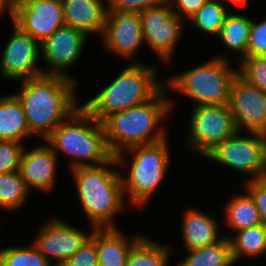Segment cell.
<instances>
[{
    "instance_id": "6da1fadb",
    "label": "cell",
    "mask_w": 266,
    "mask_h": 266,
    "mask_svg": "<svg viewBox=\"0 0 266 266\" xmlns=\"http://www.w3.org/2000/svg\"><path fill=\"white\" fill-rule=\"evenodd\" d=\"M21 81L20 91L15 95L23 105L33 136L36 134L45 140L81 107L75 89L77 82L72 78L43 74Z\"/></svg>"
},
{
    "instance_id": "7a4b0ae2",
    "label": "cell",
    "mask_w": 266,
    "mask_h": 266,
    "mask_svg": "<svg viewBox=\"0 0 266 266\" xmlns=\"http://www.w3.org/2000/svg\"><path fill=\"white\" fill-rule=\"evenodd\" d=\"M167 91L164 85L150 100L111 114L101 122L106 143L113 156L129 148L157 143L167 138L165 128L160 124L175 106L172 98H167Z\"/></svg>"
},
{
    "instance_id": "3957f363",
    "label": "cell",
    "mask_w": 266,
    "mask_h": 266,
    "mask_svg": "<svg viewBox=\"0 0 266 266\" xmlns=\"http://www.w3.org/2000/svg\"><path fill=\"white\" fill-rule=\"evenodd\" d=\"M117 165V159L113 156L104 164L70 170L74 176L79 203L91 229L117 228L114 217L119 212L121 214L128 205L121 178V171L124 173V170H115Z\"/></svg>"
},
{
    "instance_id": "277c9868",
    "label": "cell",
    "mask_w": 266,
    "mask_h": 266,
    "mask_svg": "<svg viewBox=\"0 0 266 266\" xmlns=\"http://www.w3.org/2000/svg\"><path fill=\"white\" fill-rule=\"evenodd\" d=\"M157 65L128 63V66L81 106L102 122L107 116L150 100L164 85Z\"/></svg>"
},
{
    "instance_id": "5b68a950",
    "label": "cell",
    "mask_w": 266,
    "mask_h": 266,
    "mask_svg": "<svg viewBox=\"0 0 266 266\" xmlns=\"http://www.w3.org/2000/svg\"><path fill=\"white\" fill-rule=\"evenodd\" d=\"M44 141L57 156L59 152L72 157L69 166L71 170L104 164L113 157L106 143L102 123L82 106Z\"/></svg>"
},
{
    "instance_id": "8992f818",
    "label": "cell",
    "mask_w": 266,
    "mask_h": 266,
    "mask_svg": "<svg viewBox=\"0 0 266 266\" xmlns=\"http://www.w3.org/2000/svg\"><path fill=\"white\" fill-rule=\"evenodd\" d=\"M167 140L135 146L115 156L120 167L127 165L128 174L125 176L121 172V178L124 196L132 206L140 207L148 203L162 185L171 161ZM129 154L131 163L128 168L125 158Z\"/></svg>"
},
{
    "instance_id": "52a82bcc",
    "label": "cell",
    "mask_w": 266,
    "mask_h": 266,
    "mask_svg": "<svg viewBox=\"0 0 266 266\" xmlns=\"http://www.w3.org/2000/svg\"><path fill=\"white\" fill-rule=\"evenodd\" d=\"M226 56H214L199 66L170 77L165 80L166 88L192 99L194 106L228 104L230 87L238 69L230 66Z\"/></svg>"
},
{
    "instance_id": "ba28073f",
    "label": "cell",
    "mask_w": 266,
    "mask_h": 266,
    "mask_svg": "<svg viewBox=\"0 0 266 266\" xmlns=\"http://www.w3.org/2000/svg\"><path fill=\"white\" fill-rule=\"evenodd\" d=\"M237 132L216 145L204 157L248 175L249 180L266 178V135ZM245 135V136H244Z\"/></svg>"
},
{
    "instance_id": "9c48e42d",
    "label": "cell",
    "mask_w": 266,
    "mask_h": 266,
    "mask_svg": "<svg viewBox=\"0 0 266 266\" xmlns=\"http://www.w3.org/2000/svg\"><path fill=\"white\" fill-rule=\"evenodd\" d=\"M190 117L186 146L201 156L238 132L228 104L194 106Z\"/></svg>"
},
{
    "instance_id": "30bf717a",
    "label": "cell",
    "mask_w": 266,
    "mask_h": 266,
    "mask_svg": "<svg viewBox=\"0 0 266 266\" xmlns=\"http://www.w3.org/2000/svg\"><path fill=\"white\" fill-rule=\"evenodd\" d=\"M139 14L145 43L167 64L174 58L185 22L174 13L168 1Z\"/></svg>"
},
{
    "instance_id": "8fae6325",
    "label": "cell",
    "mask_w": 266,
    "mask_h": 266,
    "mask_svg": "<svg viewBox=\"0 0 266 266\" xmlns=\"http://www.w3.org/2000/svg\"><path fill=\"white\" fill-rule=\"evenodd\" d=\"M13 32L0 57V75L10 81L43 75L37 66L41 57L40 43L11 20Z\"/></svg>"
},
{
    "instance_id": "7c38bea8",
    "label": "cell",
    "mask_w": 266,
    "mask_h": 266,
    "mask_svg": "<svg viewBox=\"0 0 266 266\" xmlns=\"http://www.w3.org/2000/svg\"><path fill=\"white\" fill-rule=\"evenodd\" d=\"M11 20L41 44L65 25L62 0H13Z\"/></svg>"
},
{
    "instance_id": "4fadbf2b",
    "label": "cell",
    "mask_w": 266,
    "mask_h": 266,
    "mask_svg": "<svg viewBox=\"0 0 266 266\" xmlns=\"http://www.w3.org/2000/svg\"><path fill=\"white\" fill-rule=\"evenodd\" d=\"M228 107L238 132L266 135V93L239 75L232 81Z\"/></svg>"
},
{
    "instance_id": "5bb4252c",
    "label": "cell",
    "mask_w": 266,
    "mask_h": 266,
    "mask_svg": "<svg viewBox=\"0 0 266 266\" xmlns=\"http://www.w3.org/2000/svg\"><path fill=\"white\" fill-rule=\"evenodd\" d=\"M89 37L78 29L63 25L49 38L40 44L41 56L49 69L43 70L44 74L61 75L73 78L68 74V69L78 63Z\"/></svg>"
},
{
    "instance_id": "9a60e30c",
    "label": "cell",
    "mask_w": 266,
    "mask_h": 266,
    "mask_svg": "<svg viewBox=\"0 0 266 266\" xmlns=\"http://www.w3.org/2000/svg\"><path fill=\"white\" fill-rule=\"evenodd\" d=\"M91 234L54 217L40 226L36 238L31 242L50 262L56 260L54 266H61L82 247Z\"/></svg>"
},
{
    "instance_id": "2e32d148",
    "label": "cell",
    "mask_w": 266,
    "mask_h": 266,
    "mask_svg": "<svg viewBox=\"0 0 266 266\" xmlns=\"http://www.w3.org/2000/svg\"><path fill=\"white\" fill-rule=\"evenodd\" d=\"M101 38L107 52L121 56L124 60L132 59L131 63H140L133 60L134 54L145 44L138 12L108 11Z\"/></svg>"
},
{
    "instance_id": "e0dca14e",
    "label": "cell",
    "mask_w": 266,
    "mask_h": 266,
    "mask_svg": "<svg viewBox=\"0 0 266 266\" xmlns=\"http://www.w3.org/2000/svg\"><path fill=\"white\" fill-rule=\"evenodd\" d=\"M57 163L58 156L49 144H38L30 150L25 147L19 173L28 190L51 192L56 185Z\"/></svg>"
},
{
    "instance_id": "ac0fdd59",
    "label": "cell",
    "mask_w": 266,
    "mask_h": 266,
    "mask_svg": "<svg viewBox=\"0 0 266 266\" xmlns=\"http://www.w3.org/2000/svg\"><path fill=\"white\" fill-rule=\"evenodd\" d=\"M65 25L85 33L103 34L107 18L106 0H62Z\"/></svg>"
},
{
    "instance_id": "d6986e66",
    "label": "cell",
    "mask_w": 266,
    "mask_h": 266,
    "mask_svg": "<svg viewBox=\"0 0 266 266\" xmlns=\"http://www.w3.org/2000/svg\"><path fill=\"white\" fill-rule=\"evenodd\" d=\"M181 236L186 250H193L219 242L224 236L219 234L217 219L210 213L195 208L185 210L182 217Z\"/></svg>"
},
{
    "instance_id": "ffe728a7",
    "label": "cell",
    "mask_w": 266,
    "mask_h": 266,
    "mask_svg": "<svg viewBox=\"0 0 266 266\" xmlns=\"http://www.w3.org/2000/svg\"><path fill=\"white\" fill-rule=\"evenodd\" d=\"M143 236L138 233L126 239L118 228H96L98 266H126L131 248Z\"/></svg>"
},
{
    "instance_id": "44dd1931",
    "label": "cell",
    "mask_w": 266,
    "mask_h": 266,
    "mask_svg": "<svg viewBox=\"0 0 266 266\" xmlns=\"http://www.w3.org/2000/svg\"><path fill=\"white\" fill-rule=\"evenodd\" d=\"M33 136L27 125L23 105L17 96L7 94L0 97V141L23 143ZM27 137V138H26Z\"/></svg>"
},
{
    "instance_id": "7402d4cb",
    "label": "cell",
    "mask_w": 266,
    "mask_h": 266,
    "mask_svg": "<svg viewBox=\"0 0 266 266\" xmlns=\"http://www.w3.org/2000/svg\"><path fill=\"white\" fill-rule=\"evenodd\" d=\"M223 209L224 226L233 232L263 224L258 208L247 191L245 194H233Z\"/></svg>"
},
{
    "instance_id": "603a6c76",
    "label": "cell",
    "mask_w": 266,
    "mask_h": 266,
    "mask_svg": "<svg viewBox=\"0 0 266 266\" xmlns=\"http://www.w3.org/2000/svg\"><path fill=\"white\" fill-rule=\"evenodd\" d=\"M235 235H224L229 238L236 262L244 257L257 258L266 254V226L260 224L234 232Z\"/></svg>"
},
{
    "instance_id": "cb8c5ba5",
    "label": "cell",
    "mask_w": 266,
    "mask_h": 266,
    "mask_svg": "<svg viewBox=\"0 0 266 266\" xmlns=\"http://www.w3.org/2000/svg\"><path fill=\"white\" fill-rule=\"evenodd\" d=\"M251 26L252 19L250 17H246L240 13L233 12L232 14L230 11L217 36L221 40L220 42L225 45L224 47L239 53L240 59L238 60L246 58Z\"/></svg>"
},
{
    "instance_id": "d4e9b609",
    "label": "cell",
    "mask_w": 266,
    "mask_h": 266,
    "mask_svg": "<svg viewBox=\"0 0 266 266\" xmlns=\"http://www.w3.org/2000/svg\"><path fill=\"white\" fill-rule=\"evenodd\" d=\"M186 251L188 254L178 263V266H234L236 264L229 238L225 236L215 244Z\"/></svg>"
},
{
    "instance_id": "484cf974",
    "label": "cell",
    "mask_w": 266,
    "mask_h": 266,
    "mask_svg": "<svg viewBox=\"0 0 266 266\" xmlns=\"http://www.w3.org/2000/svg\"><path fill=\"white\" fill-rule=\"evenodd\" d=\"M171 251L169 245L145 235L131 248L126 266H170Z\"/></svg>"
},
{
    "instance_id": "4316f807",
    "label": "cell",
    "mask_w": 266,
    "mask_h": 266,
    "mask_svg": "<svg viewBox=\"0 0 266 266\" xmlns=\"http://www.w3.org/2000/svg\"><path fill=\"white\" fill-rule=\"evenodd\" d=\"M30 193L19 171L0 174V209L19 211Z\"/></svg>"
},
{
    "instance_id": "83f0119b",
    "label": "cell",
    "mask_w": 266,
    "mask_h": 266,
    "mask_svg": "<svg viewBox=\"0 0 266 266\" xmlns=\"http://www.w3.org/2000/svg\"><path fill=\"white\" fill-rule=\"evenodd\" d=\"M230 11L220 0H209L188 21L200 32L217 37Z\"/></svg>"
},
{
    "instance_id": "f1b7e54d",
    "label": "cell",
    "mask_w": 266,
    "mask_h": 266,
    "mask_svg": "<svg viewBox=\"0 0 266 266\" xmlns=\"http://www.w3.org/2000/svg\"><path fill=\"white\" fill-rule=\"evenodd\" d=\"M0 266H54L31 242L28 246L0 249Z\"/></svg>"
},
{
    "instance_id": "f546056e",
    "label": "cell",
    "mask_w": 266,
    "mask_h": 266,
    "mask_svg": "<svg viewBox=\"0 0 266 266\" xmlns=\"http://www.w3.org/2000/svg\"><path fill=\"white\" fill-rule=\"evenodd\" d=\"M238 62V75L266 93V56L246 57Z\"/></svg>"
},
{
    "instance_id": "4dcf8cb0",
    "label": "cell",
    "mask_w": 266,
    "mask_h": 266,
    "mask_svg": "<svg viewBox=\"0 0 266 266\" xmlns=\"http://www.w3.org/2000/svg\"><path fill=\"white\" fill-rule=\"evenodd\" d=\"M24 144L15 141H0V174L19 171Z\"/></svg>"
},
{
    "instance_id": "1f68e13d",
    "label": "cell",
    "mask_w": 266,
    "mask_h": 266,
    "mask_svg": "<svg viewBox=\"0 0 266 266\" xmlns=\"http://www.w3.org/2000/svg\"><path fill=\"white\" fill-rule=\"evenodd\" d=\"M91 236L82 247L61 266H98L96 228L92 229Z\"/></svg>"
},
{
    "instance_id": "d6a6232c",
    "label": "cell",
    "mask_w": 266,
    "mask_h": 266,
    "mask_svg": "<svg viewBox=\"0 0 266 266\" xmlns=\"http://www.w3.org/2000/svg\"><path fill=\"white\" fill-rule=\"evenodd\" d=\"M266 56V19L258 22L252 19L246 57Z\"/></svg>"
},
{
    "instance_id": "836d02e7",
    "label": "cell",
    "mask_w": 266,
    "mask_h": 266,
    "mask_svg": "<svg viewBox=\"0 0 266 266\" xmlns=\"http://www.w3.org/2000/svg\"><path fill=\"white\" fill-rule=\"evenodd\" d=\"M167 0H106L107 11L138 12L162 5Z\"/></svg>"
},
{
    "instance_id": "e575fe53",
    "label": "cell",
    "mask_w": 266,
    "mask_h": 266,
    "mask_svg": "<svg viewBox=\"0 0 266 266\" xmlns=\"http://www.w3.org/2000/svg\"><path fill=\"white\" fill-rule=\"evenodd\" d=\"M247 191L253 198L258 208L262 223L266 226V178L247 180L245 185Z\"/></svg>"
},
{
    "instance_id": "d590c367",
    "label": "cell",
    "mask_w": 266,
    "mask_h": 266,
    "mask_svg": "<svg viewBox=\"0 0 266 266\" xmlns=\"http://www.w3.org/2000/svg\"><path fill=\"white\" fill-rule=\"evenodd\" d=\"M167 1L170 3L174 13L183 21H186V19L189 20L209 0H167Z\"/></svg>"
},
{
    "instance_id": "8d00e7d4",
    "label": "cell",
    "mask_w": 266,
    "mask_h": 266,
    "mask_svg": "<svg viewBox=\"0 0 266 266\" xmlns=\"http://www.w3.org/2000/svg\"><path fill=\"white\" fill-rule=\"evenodd\" d=\"M5 10L8 11V15H10L9 18L11 19L13 14V4H0V17L5 14Z\"/></svg>"
},
{
    "instance_id": "74e56055",
    "label": "cell",
    "mask_w": 266,
    "mask_h": 266,
    "mask_svg": "<svg viewBox=\"0 0 266 266\" xmlns=\"http://www.w3.org/2000/svg\"><path fill=\"white\" fill-rule=\"evenodd\" d=\"M220 1H221L222 3H223V2H225V3L227 2V3H232V4H234V5H235V4H236V5H237V4H241V5H242V4L247 3L249 0H220Z\"/></svg>"
},
{
    "instance_id": "f35d334b",
    "label": "cell",
    "mask_w": 266,
    "mask_h": 266,
    "mask_svg": "<svg viewBox=\"0 0 266 266\" xmlns=\"http://www.w3.org/2000/svg\"><path fill=\"white\" fill-rule=\"evenodd\" d=\"M0 4H13V0H0Z\"/></svg>"
}]
</instances>
